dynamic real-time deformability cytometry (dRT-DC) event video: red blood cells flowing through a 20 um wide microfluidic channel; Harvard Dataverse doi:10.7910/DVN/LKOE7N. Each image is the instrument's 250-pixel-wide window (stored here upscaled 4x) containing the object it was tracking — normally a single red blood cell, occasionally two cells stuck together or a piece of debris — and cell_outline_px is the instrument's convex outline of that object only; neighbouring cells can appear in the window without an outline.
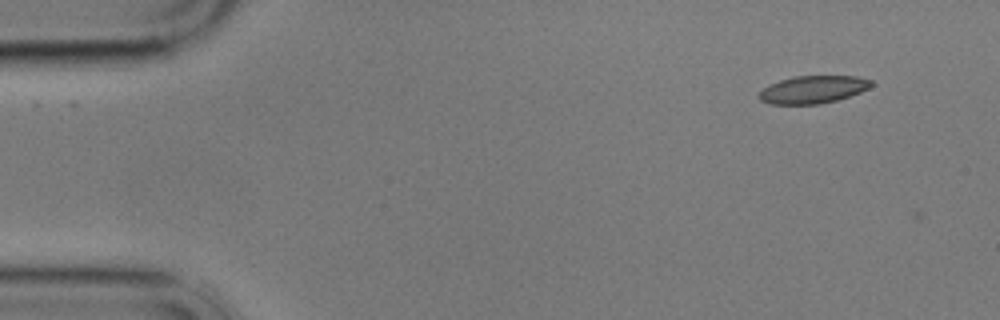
{"species": "common noctule bat (a hibernating species)", "species_latin": "Nyctalus noctula", "temperature_condition": "cold", "stored_images_in_passage": 3, "camera_frame_rate_fps": 3000, "um_per_image_px": 0.085, "animal": {"sex": "male", "body_mass_g": 17.9}, "frame": {"image": 1, "passage_image": 1, "time_ms": 0.0, "image_size_px": [1000, 320], "cell_outline_px": [[872, 84], [868, 88], [860, 92], [836, 100], [820, 104], [768, 104], [760, 100], [756, 96], [764, 88], [780, 80], [796, 76], [856, 76], [872, 80]], "centroid_in_image_um": [69.08, 7.61], "position_along_channel_um": 15.9, "area_um2": 17.92}}